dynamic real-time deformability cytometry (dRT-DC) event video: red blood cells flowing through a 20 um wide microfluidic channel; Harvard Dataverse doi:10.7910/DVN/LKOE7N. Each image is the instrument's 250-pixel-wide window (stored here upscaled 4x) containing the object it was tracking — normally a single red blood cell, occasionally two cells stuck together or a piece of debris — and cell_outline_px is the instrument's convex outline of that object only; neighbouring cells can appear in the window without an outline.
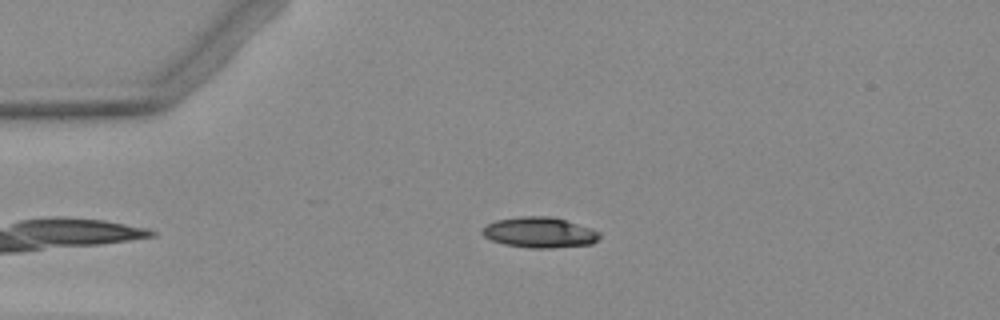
{"species": "Egyptian fruit bat (a non-hibernating species)", "species_latin": "Rousettus aegyptiacus", "temperature_condition": "warm", "stored_images_in_passage": 3, "camera_frame_rate_fps": 3000, "um_per_image_px": 0.085, "animal": {"sex": "female"}, "frame": {"image": 1, "passage_image": 3, "time_ms": 3.333, "image_size_px": [1000, 320], "cell_outline_px": [[600, 236], [592, 244], [552, 248], [532, 248], [504, 244], [492, 240], [484, 236], [480, 232], [488, 224], [496, 220], [520, 216], [552, 216], [592, 228], [600, 232]], "centroid_in_image_um": [45.88, 19.75], "position_along_channel_um": 39.1, "area_um2": 20.87}}